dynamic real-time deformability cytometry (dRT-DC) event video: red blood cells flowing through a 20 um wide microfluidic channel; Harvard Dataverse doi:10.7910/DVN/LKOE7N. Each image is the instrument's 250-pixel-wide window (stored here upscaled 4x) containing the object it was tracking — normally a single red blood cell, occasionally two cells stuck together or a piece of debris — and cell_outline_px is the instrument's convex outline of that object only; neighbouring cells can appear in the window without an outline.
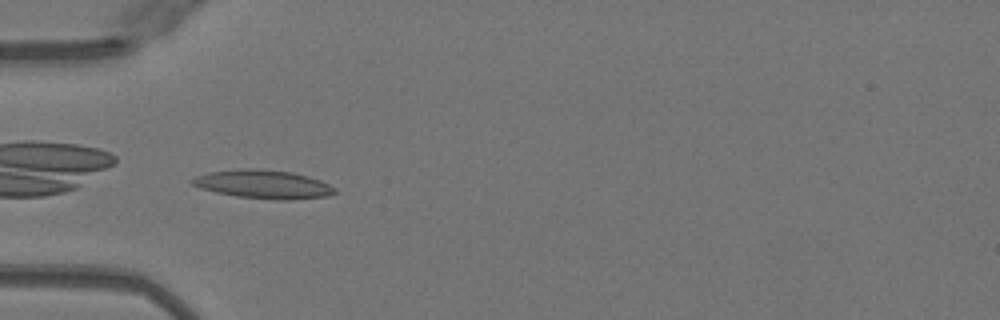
{"species": "Egyptian fruit bat (a non-hibernating species)", "species_latin": "Rousettus aegyptiacus", "temperature_condition": "warm", "stored_images_in_passage": 35, "camera_frame_rate_fps": 3000, "um_per_image_px": 0.085, "animal": {"sex": "female"}, "frame": {"image": 1, "passage_image": 1, "time_ms": 0.0, "image_size_px": [1000, 320], "cell_outline_px": [[336, 192], [328, 196], [292, 200], [276, 200], [236, 196], [216, 192], [200, 188], [192, 184], [192, 180], [196, 176], [208, 172], [244, 168], [252, 168], [292, 172], [308, 176], [320, 180], [336, 188]], "centroid_in_image_um": [22.41, 15.67], "position_along_channel_um": 62.6, "area_um2": 23.7}}
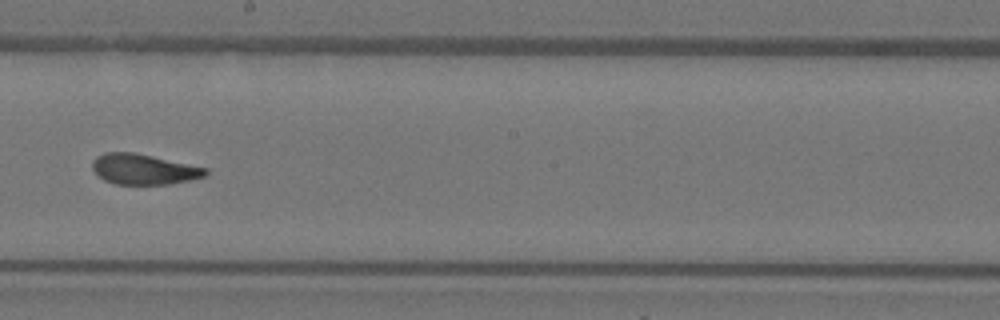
{"frame": {"image": 2, "passage_image": 14, "time_ms": 4.333, "image_size_px": [1000, 320], "cell_outline_px": [[208, 172], [204, 176], [188, 180], [168, 184], [116, 184], [104, 180], [92, 168], [92, 160], [96, 156], [104, 152], [132, 152], [208, 168]], "centroid_in_image_um": [12.18, 14.38], "position_along_channel_um": 236.0, "area_um2": 19.83}}
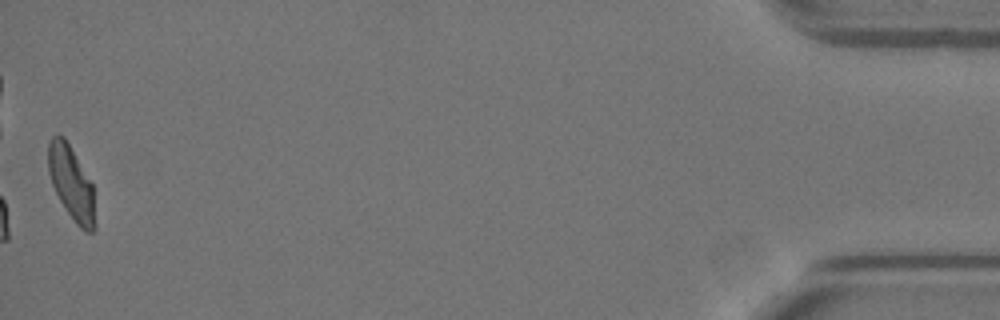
{"frame": {"image": 3, "passage_image": 35, "time_ms": 11.333, "image_size_px": [1000, 320], "cell_outline_px": [[96, 228], [92, 232], [84, 232], [76, 224], [60, 200], [52, 184], [48, 172], [48, 140], [52, 136], [64, 136], [92, 184]], "centroid_in_image_um": [6.06, 15.58], "position_along_channel_um": 429.1, "area_um2": 19.88}, "authors_computed_cell_mechanics": {"area_um2": 20.6346, "velocity_mm_per_s": 4.0533, "shape_relaxation_time_tau1_ms": 5.8063, "shape_relaxation_time_tau2_ms": 1.1751, "deformation_change_tau1": 0.2037, "deformation_change_tau2": 0.0825}}